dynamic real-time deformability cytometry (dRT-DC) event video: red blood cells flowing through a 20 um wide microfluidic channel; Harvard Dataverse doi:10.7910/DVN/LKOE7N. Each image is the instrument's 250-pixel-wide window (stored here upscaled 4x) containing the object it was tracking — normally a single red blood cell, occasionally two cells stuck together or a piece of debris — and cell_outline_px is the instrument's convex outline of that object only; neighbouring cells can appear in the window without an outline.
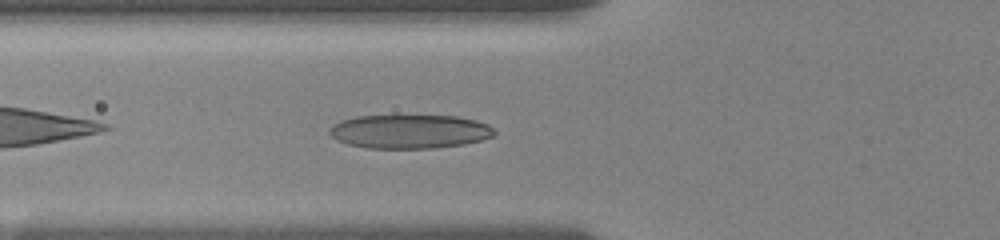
{"species": "human", "species_latin": "Homo sapiens", "temperature_condition": "room temperature", "stored_images_in_passage": 40, "camera_frame_rate_fps": 3000, "um_per_image_px": 0.085, "donor": {"sex": "female"}, "frame": {"image": 1, "passage_image": 5, "time_ms": 1.333, "image_size_px": [1000, 240], "cell_outline_px": [[496, 132], [492, 136], [480, 140], [464, 144], [436, 148], [368, 148], [348, 144], [336, 140], [328, 132], [328, 128], [340, 120], [356, 116], [456, 116], [476, 120], [488, 124]], "centroid_in_image_um": [34.79, 11.18], "position_along_channel_um": 91.0, "area_um2": 32.54}}
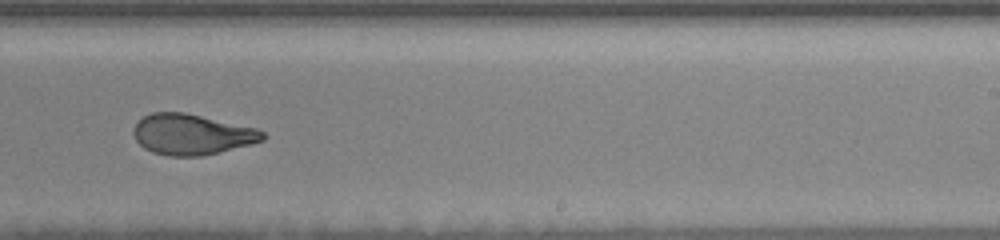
{"frame": {"image": 2, "passage_image": 20, "time_ms": 6.333, "image_size_px": [1000, 240], "cell_outline_px": [[268, 136], [264, 140], [252, 144], [200, 156], [168, 156], [152, 152], [144, 148], [136, 140], [132, 132], [132, 128], [144, 116], [152, 112], [184, 112], [256, 128], [264, 132]], "centroid_in_image_um": [16.3, 11.42], "position_along_channel_um": 272.7, "area_um2": 30.58}}
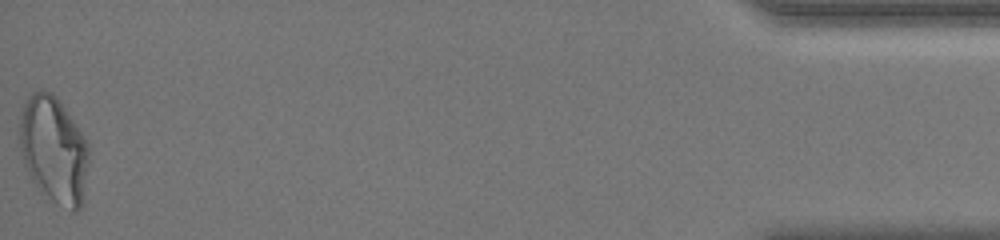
{"frame": {"image": 3, "passage_image": 40, "time_ms": 13.0, "image_size_px": [1000, 240], "cell_outline_px": [[88, 160], [80, 208], [76, 212], [52, 200], [32, 180], [24, 164], [20, 148], [20, 116], [24, 104], [32, 92], [40, 88], [52, 92], [60, 100], [88, 144]], "centroid_in_image_um": [4.54, 12.66], "position_along_channel_um": 430.7, "area_um2": 42.25}, "authors_computed_cell_mechanics": {"area_um2": 31.79, "velocity_mm_per_s": 3.6251, "shape_relaxation_time_tau1_ms": 6.2576, "shape_relaxation_time_tau2_ms": 1.5142, "deformation_change_tau1": 0.2171, "deformation_change_tau2": 0.0862}}